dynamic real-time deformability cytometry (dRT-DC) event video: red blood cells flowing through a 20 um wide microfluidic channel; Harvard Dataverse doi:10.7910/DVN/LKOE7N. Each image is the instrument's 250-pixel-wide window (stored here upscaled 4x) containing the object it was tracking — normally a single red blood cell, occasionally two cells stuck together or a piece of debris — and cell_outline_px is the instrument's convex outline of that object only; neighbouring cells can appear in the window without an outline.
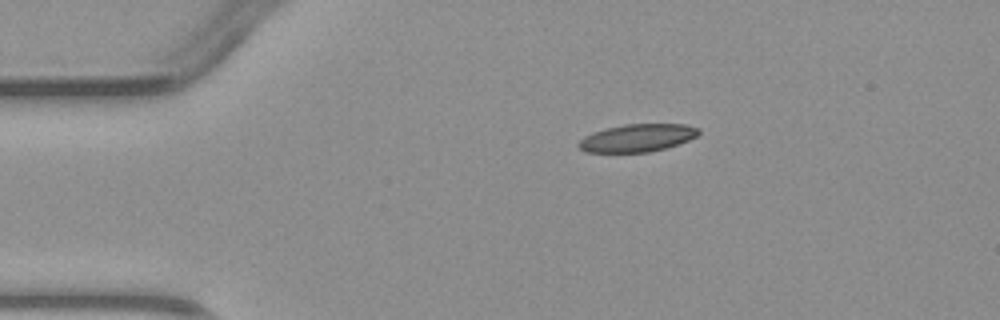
{"species": "common noctule bat (a hibernating species)", "species_latin": "Nyctalus noctula", "temperature_condition": "warm", "stored_images_in_passage": 2, "camera_frame_rate_fps": 3000, "um_per_image_px": 0.085, "animal": {"sex": "male", "body_mass_g": 23.1, "forearm_length_mm": 52.7}, "frame": {"image": 1, "passage_image": 1, "time_ms": 0.0, "image_size_px": [1000, 320], "cell_outline_px": [[700, 132], [696, 136], [688, 140], [664, 148], [648, 152], [584, 152], [576, 144], [584, 136], [592, 132], [604, 128], [624, 124], [684, 124], [700, 128]], "centroid_in_image_um": [54.13, 11.71], "position_along_channel_um": 30.9, "area_um2": 19.36}}